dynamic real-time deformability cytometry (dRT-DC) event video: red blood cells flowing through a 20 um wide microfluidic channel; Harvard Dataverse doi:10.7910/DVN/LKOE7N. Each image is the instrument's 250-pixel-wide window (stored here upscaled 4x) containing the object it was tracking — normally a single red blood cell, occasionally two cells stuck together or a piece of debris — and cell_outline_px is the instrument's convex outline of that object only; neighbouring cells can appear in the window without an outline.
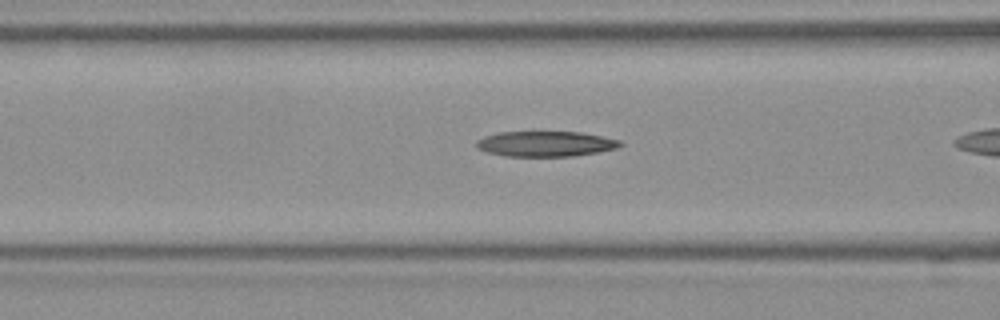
{"species": "Egyptian fruit bat (a non-hibernating species)", "species_latin": "Rousettus aegyptiacus", "temperature_condition": "room temperature", "stored_images_in_passage": 38, "camera_frame_rate_fps": 3000, "um_per_image_px": 0.085, "frame": {"image": 1, "passage_image": 18, "time_ms": 5.667, "image_size_px": [1000, 320], "cell_outline_px": [[624, 144], [616, 148], [596, 152], [572, 156], [504, 156], [488, 152], [476, 148], [476, 140], [484, 136], [496, 132], [580, 132], [620, 140]], "centroid_in_image_um": [46.33, 12.22], "position_along_channel_um": 120.3, "area_um2": 21.15}}
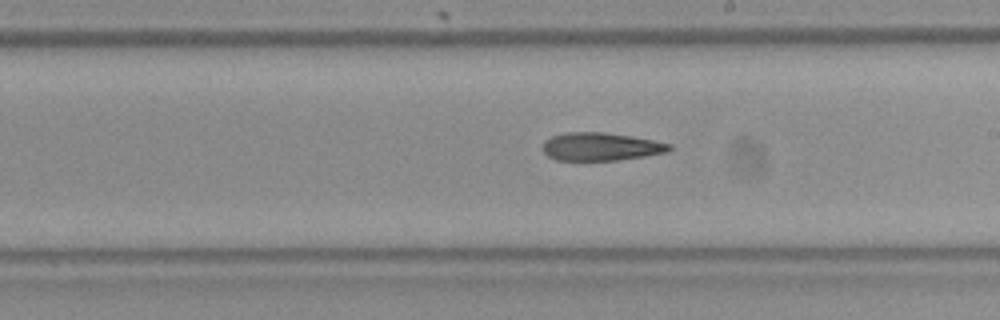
{"frame": {"image": 2, "passage_image": 27, "time_ms": 8.667, "image_size_px": [1000, 320], "cell_outline_px": [[672, 148], [668, 152], [644, 156], [616, 160], [556, 160], [548, 156], [544, 152], [544, 140], [552, 136], [564, 132], [604, 132], [632, 136], [672, 144]], "centroid_in_image_um": [51.07, 12.46], "position_along_channel_um": 237.9, "area_um2": 20.63}}
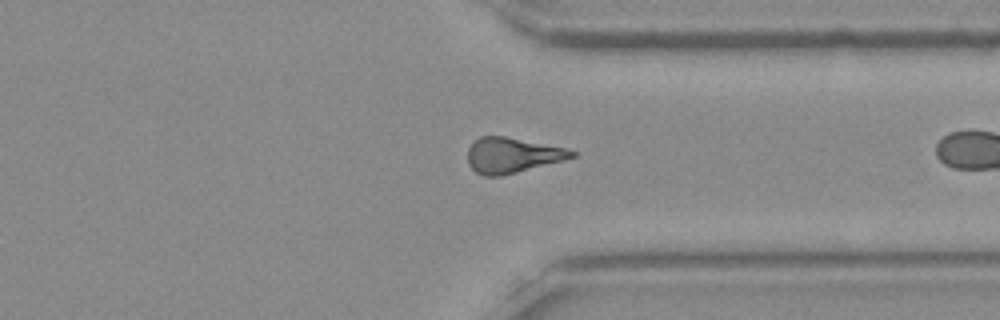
{"frame": {"image": 3, "passage_image": 37, "time_ms": 12.0, "image_size_px": [1000, 320], "cell_outline_px": [[576, 156], [564, 160], [500, 176], [484, 176], [476, 172], [468, 164], [468, 148], [480, 136], [504, 136], [568, 148], [576, 152]], "centroid_in_image_um": [43.55, 13.19], "position_along_channel_um": 367.9, "area_um2": 21.27}}